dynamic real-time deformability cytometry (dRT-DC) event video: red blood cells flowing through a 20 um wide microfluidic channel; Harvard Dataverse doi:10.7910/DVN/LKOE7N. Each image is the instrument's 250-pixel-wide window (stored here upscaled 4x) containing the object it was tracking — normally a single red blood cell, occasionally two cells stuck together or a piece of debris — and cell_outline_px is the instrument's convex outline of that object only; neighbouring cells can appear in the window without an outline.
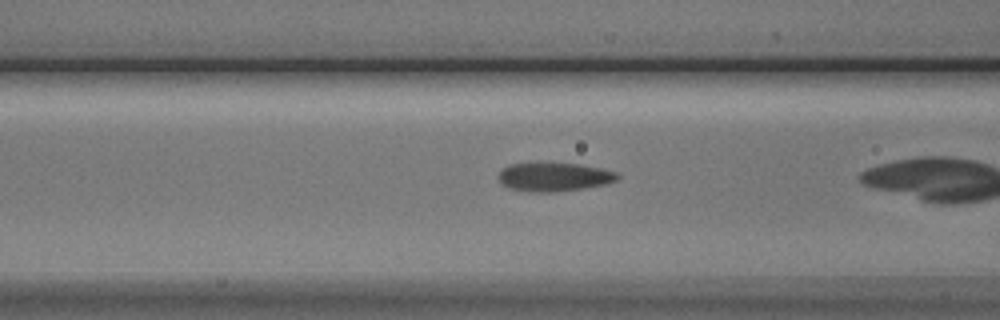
{"species": "Egyptian fruit bat (a non-hibernating species)", "species_latin": "Rousettus aegyptiacus", "temperature_condition": "cold", "stored_images_in_passage": 40, "camera_frame_rate_fps": 3000, "um_per_image_px": 0.085, "animal": {"sex": "male"}, "frame": {"image": 1, "passage_image": 19, "time_ms": 6.0, "image_size_px": [1000, 320], "cell_outline_px": [[620, 176], [616, 180], [608, 184], [584, 188], [552, 192], [540, 192], [508, 188], [500, 180], [500, 172], [504, 168], [512, 164], [580, 164], [600, 168], [616, 172]], "centroid_in_image_um": [47.17, 15.05], "position_along_channel_um": 119.4, "area_um2": 19.31}}
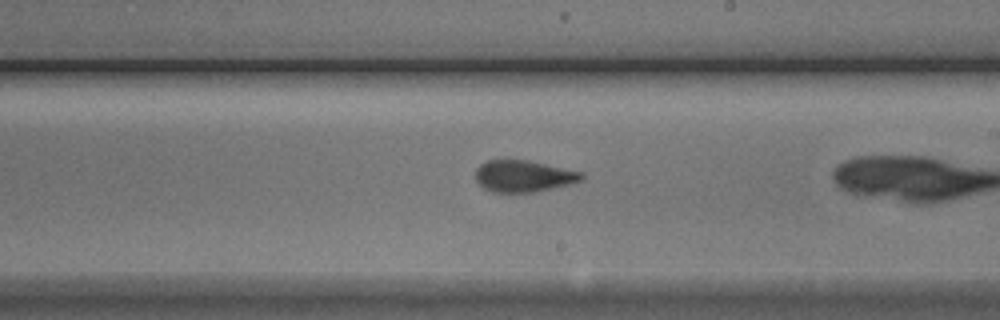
{"frame": {"image": 2, "passage_image": 29, "time_ms": 9.333, "image_size_px": [1000, 320], "cell_outline_px": [[584, 176], [580, 180], [568, 184], [532, 192], [492, 192], [484, 188], [476, 180], [476, 168], [480, 164], [488, 160], [528, 160], [584, 172]], "centroid_in_image_um": [44.48, 14.96], "position_along_channel_um": 244.5, "area_um2": 19.36}}
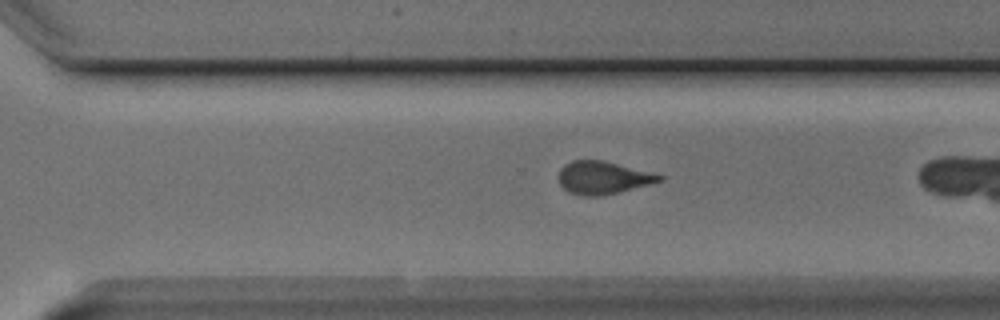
{"frame": {"image": 3, "passage_image": 35, "time_ms": 11.333, "image_size_px": [1000, 320], "cell_outline_px": [[664, 180], [616, 192], [596, 196], [584, 196], [568, 192], [560, 184], [560, 168], [564, 164], [572, 160], [600, 160], [664, 176]], "centroid_in_image_um": [51.19, 15.1], "position_along_channel_um": 319.4, "area_um2": 18.61}}